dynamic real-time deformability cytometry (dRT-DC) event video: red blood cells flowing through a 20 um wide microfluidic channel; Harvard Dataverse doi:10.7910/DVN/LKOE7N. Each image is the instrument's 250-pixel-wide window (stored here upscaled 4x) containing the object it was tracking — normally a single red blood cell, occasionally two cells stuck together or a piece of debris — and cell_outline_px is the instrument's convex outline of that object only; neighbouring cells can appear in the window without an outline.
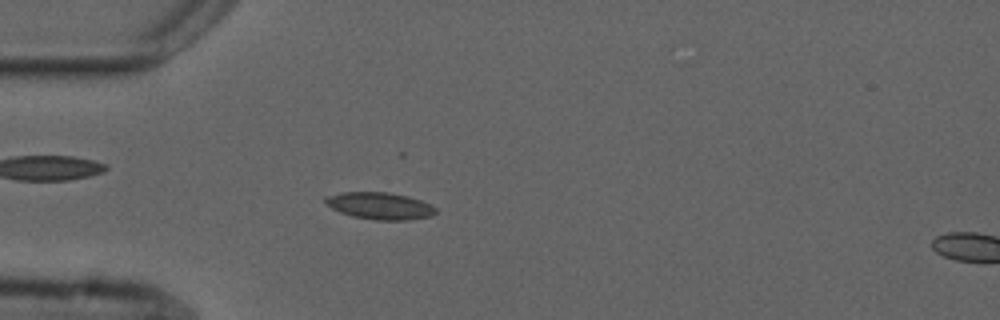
{"species": "common noctule bat (a hibernating species)", "species_latin": "Nyctalus noctula", "temperature_condition": "cold", "stored_images_in_passage": 54, "camera_frame_rate_fps": 3000, "um_per_image_px": 0.085, "animal": {"sex": "male", "forearm_length_mm": 52.5}, "frame": {"image": 1, "passage_image": 15, "time_ms": 4.667, "image_size_px": [1000, 320], "cell_outline_px": [[436, 212], [432, 216], [408, 220], [376, 220], [352, 216], [340, 212], [332, 208], [324, 200], [324, 196], [344, 192], [388, 192], [408, 196], [420, 200], [436, 208]], "centroid_in_image_um": [32.28, 17.49], "position_along_channel_um": 52.7, "area_um2": 17.28}}
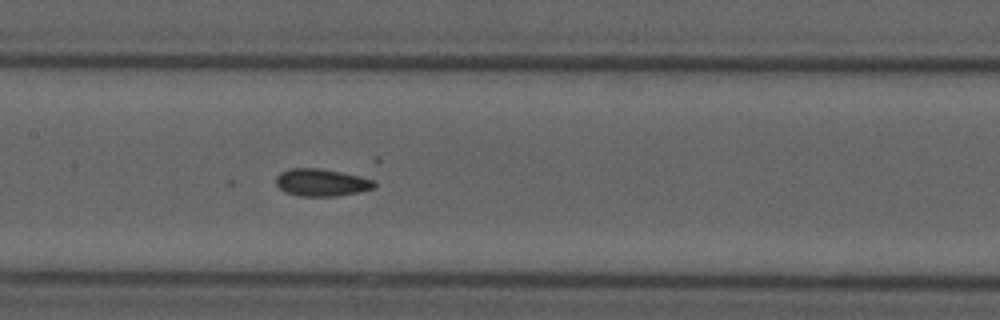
{"frame": {"image": 2, "passage_image": 26, "time_ms": 8.333, "image_size_px": [1000, 320], "cell_outline_px": [[376, 188], [360, 192], [336, 196], [300, 196], [284, 192], [276, 184], [276, 176], [280, 172], [292, 168], [316, 168], [340, 172], [360, 176], [376, 180]], "centroid_in_image_um": [27.35, 15.52], "position_along_channel_um": 180.0, "area_um2": 15.78}}
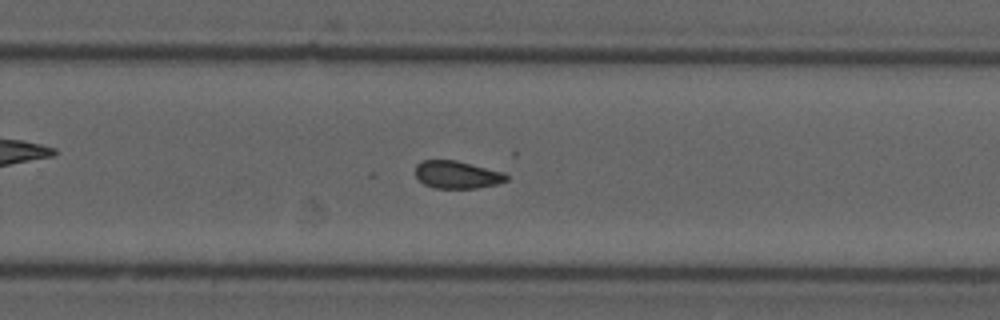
{"frame": {"image": 3, "passage_image": 35, "time_ms": 11.333, "image_size_px": [1000, 320], "cell_outline_px": [[508, 180], [496, 184], [476, 188], [432, 188], [424, 184], [416, 176], [416, 164], [424, 160], [456, 160], [504, 172], [508, 176]], "centroid_in_image_um": [38.85, 14.85], "position_along_channel_um": 290.9, "area_um2": 14.62}, "authors_computed_cell_mechanics": {"area_um2": 15.6638, "velocity_mm_per_s": 3.7171, "shape_relaxation_time_tau1_ms": null, "shape_relaxation_time_tau2_ms": 3.0207, "deformation_change_tau1": null, "deformation_change_tau2": 0.0759}}